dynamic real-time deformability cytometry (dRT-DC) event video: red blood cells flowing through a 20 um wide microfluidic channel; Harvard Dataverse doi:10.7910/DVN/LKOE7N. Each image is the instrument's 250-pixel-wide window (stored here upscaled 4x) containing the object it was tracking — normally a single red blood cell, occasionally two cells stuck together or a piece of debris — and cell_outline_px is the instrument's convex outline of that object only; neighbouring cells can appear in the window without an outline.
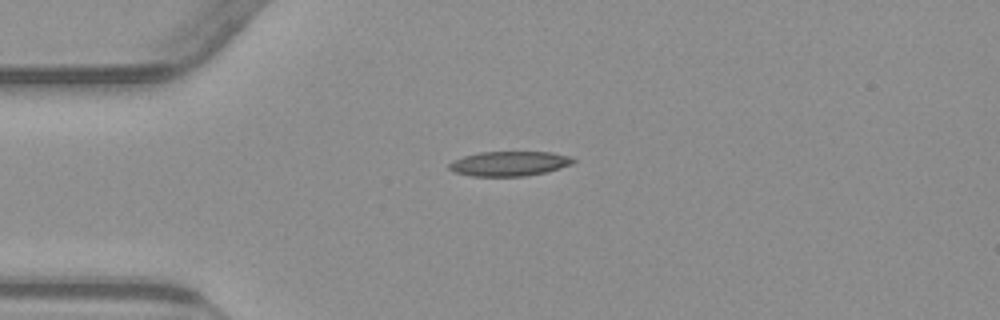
{"species": "common noctule bat (a hibernating species)", "species_latin": "Nyctalus noctula", "temperature_condition": "warm", "stored_images_in_passage": 41, "camera_frame_rate_fps": 3000, "um_per_image_px": 0.085, "animal": {"sex": "male", "body_mass_g": 23.1, "forearm_length_mm": 52.7}, "frame": {"image": 1, "passage_image": 1, "time_ms": 0.0, "image_size_px": [1000, 320], "cell_outline_px": [[576, 160], [572, 164], [560, 168], [544, 172], [524, 176], [468, 176], [452, 172], [448, 168], [448, 164], [452, 160], [464, 156], [480, 152], [552, 152], [568, 156]], "centroid_in_image_um": [43.23, 13.91], "position_along_channel_um": 41.8, "area_um2": 17.92}}
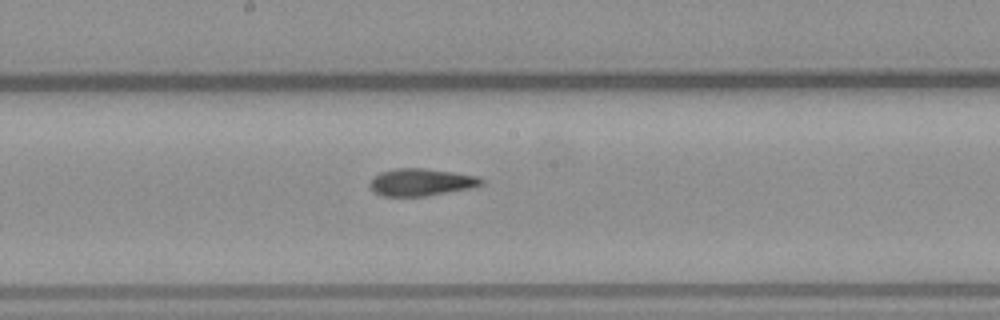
{"frame": {"image": 2, "passage_image": 16, "time_ms": 5.0, "image_size_px": [1000, 320], "cell_outline_px": [[484, 184], [472, 188], [424, 196], [384, 196], [376, 192], [368, 184], [372, 176], [380, 172], [392, 168], [424, 168], [480, 176], [484, 180]], "centroid_in_image_um": [35.8, 15.47], "position_along_channel_um": 212.4, "area_um2": 17.86}}
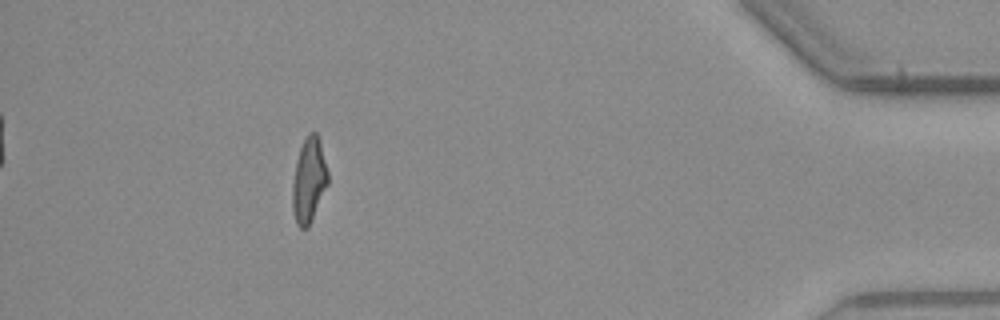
{"frame": {"image": 3, "passage_image": 36, "time_ms": 11.667, "image_size_px": [1000, 320], "cell_outline_px": [[328, 184], [308, 228], [300, 228], [296, 224], [292, 208], [292, 184], [296, 160], [300, 148], [308, 132], [316, 132], [320, 140], [328, 172]], "centroid_in_image_um": [26.25, 15.32], "position_along_channel_um": 409.0, "area_um2": 17.63}, "authors_computed_cell_mechanics": {"area_um2": 17.7446, "velocity_mm_per_s": 3.8579, "shape_relaxation_time_tau1_ms": null, "shape_relaxation_time_tau2_ms": 3.6739, "deformation_change_tau1": null, "deformation_change_tau2": 0.1273}}